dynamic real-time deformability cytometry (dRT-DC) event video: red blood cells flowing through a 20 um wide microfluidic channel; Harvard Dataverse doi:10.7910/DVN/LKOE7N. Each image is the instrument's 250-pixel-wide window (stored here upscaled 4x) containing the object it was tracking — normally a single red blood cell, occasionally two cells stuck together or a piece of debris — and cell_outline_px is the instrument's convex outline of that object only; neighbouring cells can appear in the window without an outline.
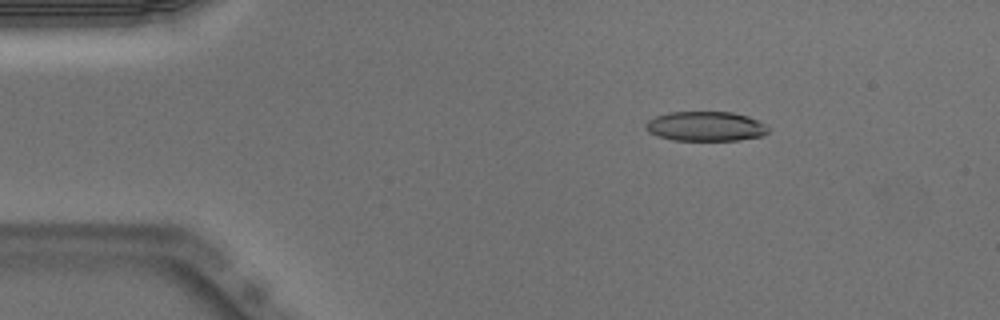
{"species": "Egyptian fruit bat (a non-hibernating species)", "species_latin": "Rousettus aegyptiacus", "temperature_condition": "warm", "stored_images_in_passage": 11, "camera_frame_rate_fps": 3000, "um_per_image_px": 0.085, "animal": {"sex": "male"}, "frame": {"image": 1, "passage_image": 3, "time_ms": 0.667, "image_size_px": [1000, 320], "cell_outline_px": [[768, 132], [760, 136], [740, 140], [672, 140], [656, 136], [648, 132], [644, 128], [644, 124], [648, 120], [656, 116], [668, 112], [732, 112], [748, 116], [764, 124], [768, 128]], "centroid_in_image_um": [59.92, 10.74], "position_along_channel_um": 25.1, "area_um2": 21.21}}